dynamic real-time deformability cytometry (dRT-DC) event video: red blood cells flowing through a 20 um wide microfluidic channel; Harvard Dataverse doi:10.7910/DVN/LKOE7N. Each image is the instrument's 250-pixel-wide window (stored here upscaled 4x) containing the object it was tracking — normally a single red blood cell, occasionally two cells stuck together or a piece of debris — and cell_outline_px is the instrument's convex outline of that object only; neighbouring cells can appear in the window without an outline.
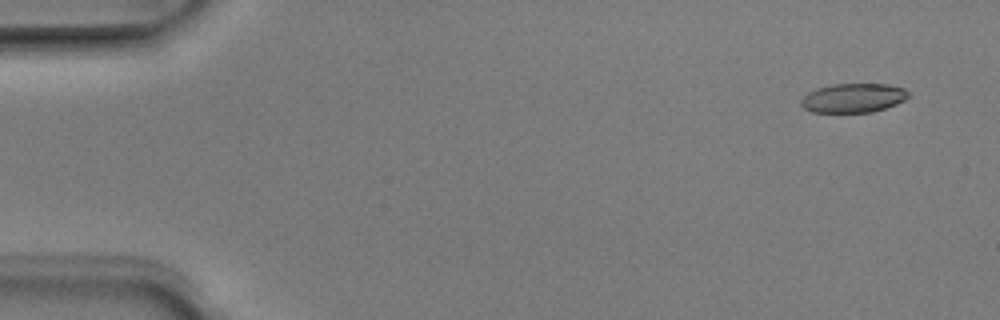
{"species": "Egyptian fruit bat (a non-hibernating species)", "species_latin": "Rousettus aegyptiacus", "temperature_condition": "room temperature", "stored_images_in_passage": 8, "camera_frame_rate_fps": 3000, "um_per_image_px": 0.085, "animal": {"sex": "male"}, "frame": {"image": 1, "passage_image": 1, "time_ms": 0.0, "image_size_px": [1000, 320], "cell_outline_px": [[908, 96], [904, 100], [896, 104], [872, 112], [812, 112], [804, 108], [800, 104], [800, 100], [808, 92], [816, 88], [832, 84], [888, 84], [904, 88], [908, 92]], "centroid_in_image_um": [72.5, 8.32], "position_along_channel_um": 12.5, "area_um2": 18.21}}
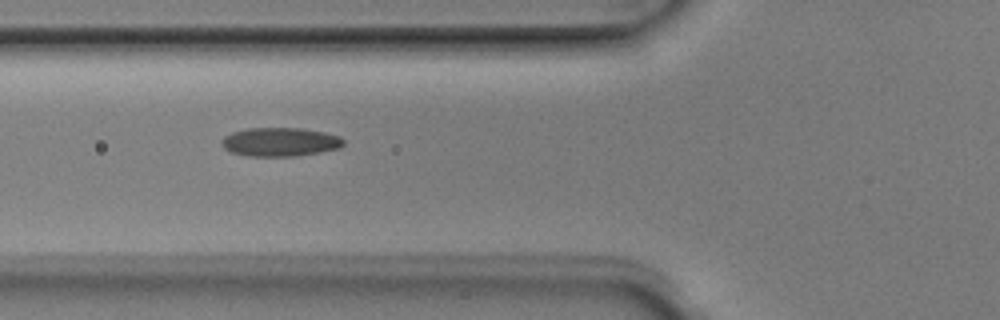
{"frame": {"image": 2, "passage_image": 5, "time_ms": 1.333, "image_size_px": [1000, 320], "cell_outline_px": [[344, 144], [340, 148], [296, 156], [248, 156], [232, 152], [224, 148], [220, 140], [224, 136], [232, 132], [248, 128], [300, 128], [324, 132], [340, 136], [344, 140]], "centroid_in_image_um": [23.8, 12.06], "position_along_channel_um": 102.0, "area_um2": 20.4}}
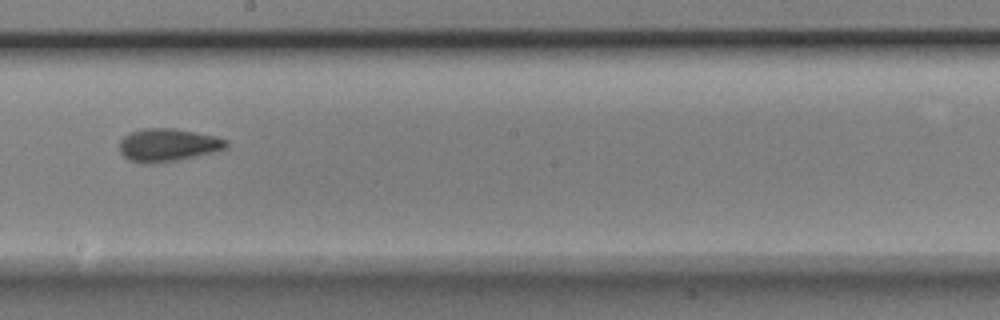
{"frame": {"image": 3, "passage_image": 8, "time_ms": 2.333, "image_size_px": [1000, 320], "cell_outline_px": [[228, 148], [196, 156], [176, 160], [152, 164], [140, 164], [128, 160], [120, 152], [120, 140], [124, 136], [132, 132], [144, 128], [172, 128], [196, 132], [216, 136], [228, 140]], "centroid_in_image_um": [14.27, 12.33], "position_along_channel_um": 233.9, "area_um2": 20.58}}